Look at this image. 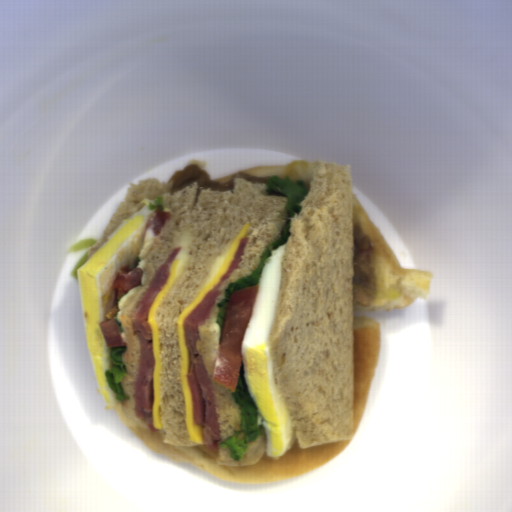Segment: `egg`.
Returning <instances> with one entry per match:
<instances>
[{"label": "egg", "mask_w": 512, "mask_h": 512, "mask_svg": "<svg viewBox=\"0 0 512 512\" xmlns=\"http://www.w3.org/2000/svg\"><path fill=\"white\" fill-rule=\"evenodd\" d=\"M284 247L285 243L271 249L263 264L241 346L244 383L257 408L256 422L266 432V455L274 461L287 453L298 438L276 386L268 342L279 296Z\"/></svg>", "instance_id": "2799bb9f"}, {"label": "egg", "mask_w": 512, "mask_h": 512, "mask_svg": "<svg viewBox=\"0 0 512 512\" xmlns=\"http://www.w3.org/2000/svg\"><path fill=\"white\" fill-rule=\"evenodd\" d=\"M140 201L145 204L121 220L94 254L76 270L87 351L104 408L110 411L117 406L118 399L108 386L104 371L115 365L109 356L111 346L106 345L99 323L107 320L108 312L115 306L120 311L136 291V286L132 287L117 299L119 287L114 288L113 282L121 267L128 264L129 270L140 268L145 252L154 241V224L147 232L144 228L153 211L149 210V202L156 204L144 197Z\"/></svg>", "instance_id": "d2b9013d"}]
</instances>
